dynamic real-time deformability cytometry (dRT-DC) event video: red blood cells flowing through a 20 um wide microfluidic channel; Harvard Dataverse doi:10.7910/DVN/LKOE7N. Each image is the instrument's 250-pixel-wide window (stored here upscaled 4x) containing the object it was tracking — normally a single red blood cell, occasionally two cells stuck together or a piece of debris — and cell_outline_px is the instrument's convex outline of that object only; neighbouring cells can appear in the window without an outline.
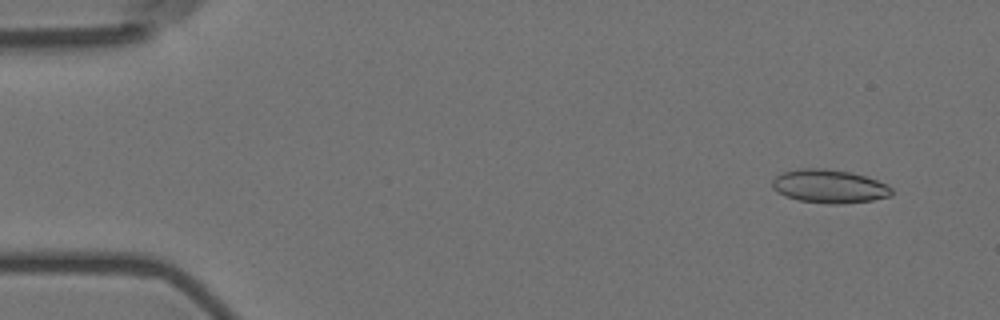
{"species": "Egyptian fruit bat (a non-hibernating species)", "species_latin": "Rousettus aegyptiacus", "temperature_condition": "room temperature", "stored_images_in_passage": 56, "camera_frame_rate_fps": 3000, "um_per_image_px": 0.085, "animal": {"sex": "female"}, "frame": {"image": 1, "passage_image": 4, "time_ms": 1.0, "image_size_px": [1000, 320], "cell_outline_px": [[892, 196], [872, 200], [840, 204], [828, 204], [800, 200], [784, 196], [776, 192], [772, 188], [772, 180], [776, 176], [784, 172], [804, 168], [820, 168], [848, 172], [864, 176], [888, 184], [892, 188]], "centroid_in_image_um": [70.48, 15.85], "position_along_channel_um": 14.5, "area_um2": 23.18}}
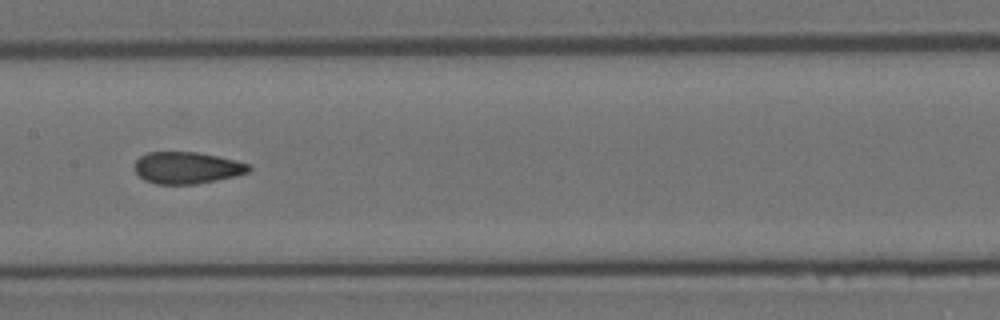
{"frame": {"image": 2, "passage_image": 28, "time_ms": 9.0, "image_size_px": [1000, 320], "cell_outline_px": [[252, 168], [248, 172], [236, 176], [196, 184], [156, 184], [144, 180], [132, 168], [132, 164], [140, 156], [148, 152], [196, 152], [236, 160], [252, 164]], "centroid_in_image_um": [15.88, 14.26], "position_along_channel_um": 191.5, "area_um2": 21.39}}
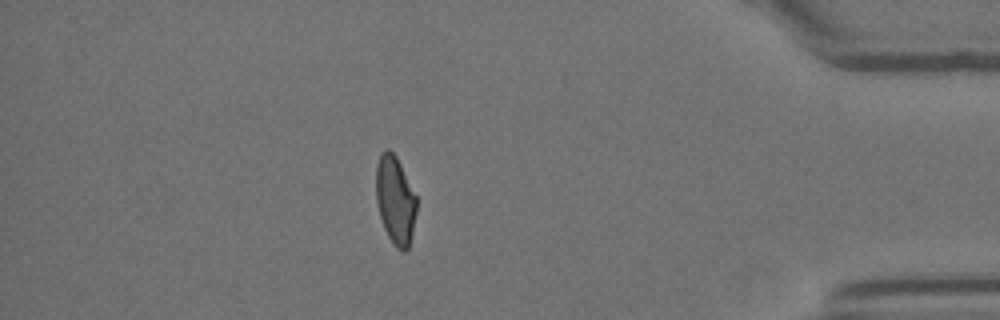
{"frame": {"image": 3, "passage_image": 49, "time_ms": 16.0, "image_size_px": [1000, 320], "cell_outline_px": [[416, 212], [412, 232], [408, 248], [404, 252], [396, 248], [392, 244], [384, 228], [380, 216], [376, 200], [376, 164], [380, 152], [384, 148], [388, 148], [396, 156], [416, 196]], "centroid_in_image_um": [33.57, 16.99], "position_along_channel_um": 401.6, "area_um2": 20.81}, "authors_computed_cell_mechanics": {"area_um2": 21.8484, "velocity_mm_per_s": 3.586, "shape_relaxation_time_tau1_ms": null, "shape_relaxation_time_tau2_ms": 1.5436, "deformation_change_tau1": null, "deformation_change_tau2": 0.0684}}